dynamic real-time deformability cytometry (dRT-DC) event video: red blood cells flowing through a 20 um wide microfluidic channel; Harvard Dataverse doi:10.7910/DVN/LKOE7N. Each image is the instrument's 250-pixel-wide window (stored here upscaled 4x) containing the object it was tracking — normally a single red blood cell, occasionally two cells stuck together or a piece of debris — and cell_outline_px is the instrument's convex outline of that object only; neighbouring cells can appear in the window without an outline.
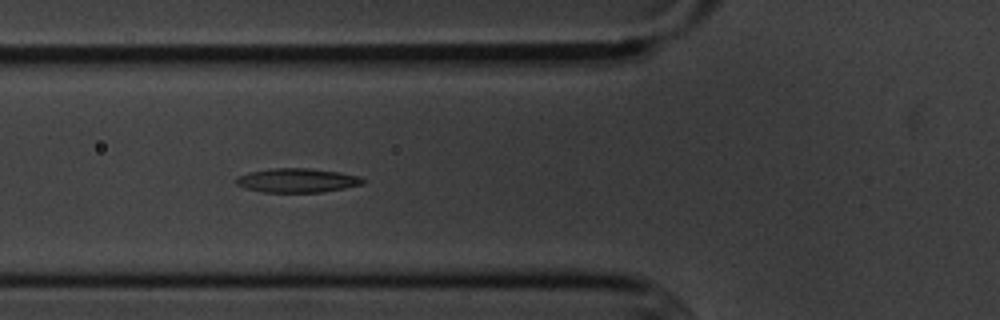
{"species": "common noctule bat (a hibernating species)", "species_latin": "Nyctalus noctula", "temperature_condition": "cold", "stored_images_in_passage": 15, "camera_frame_rate_fps": 3000, "um_per_image_px": 0.085, "animal": {"sex": "male", "body_mass_g": 20.1, "forearm_length_mm": 53.5}, "frame": {"image": 1, "passage_image": 6, "time_ms": 6.667, "image_size_px": [1000, 320], "cell_outline_px": [[364, 180], [360, 184], [344, 188], [324, 192], [264, 192], [244, 188], [236, 184], [236, 176], [248, 172], [272, 168], [308, 168], [340, 172], [356, 176]], "centroid_in_image_um": [25.18, 15.33], "position_along_channel_um": 100.6, "area_um2": 17.69}}
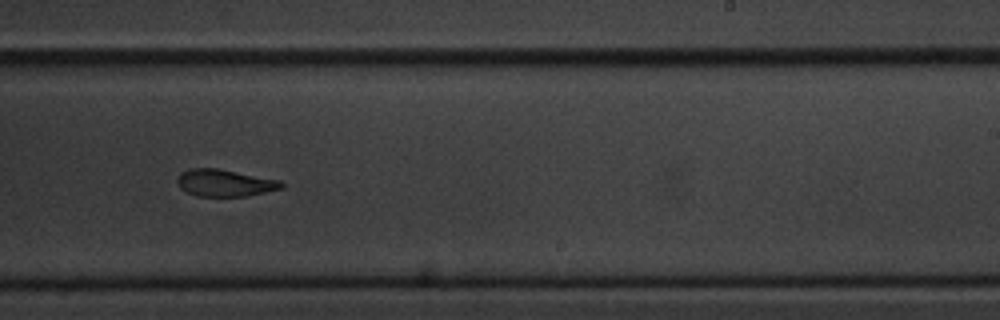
{"frame": {"image": 2, "passage_image": 10, "time_ms": 11.333, "image_size_px": [1000, 320], "cell_outline_px": [[284, 188], [248, 196], [196, 196], [180, 188], [176, 180], [180, 172], [188, 168], [216, 168], [280, 180], [284, 184]], "centroid_in_image_um": [19.1, 15.54], "position_along_channel_um": 269.9, "area_um2": 16.47}}
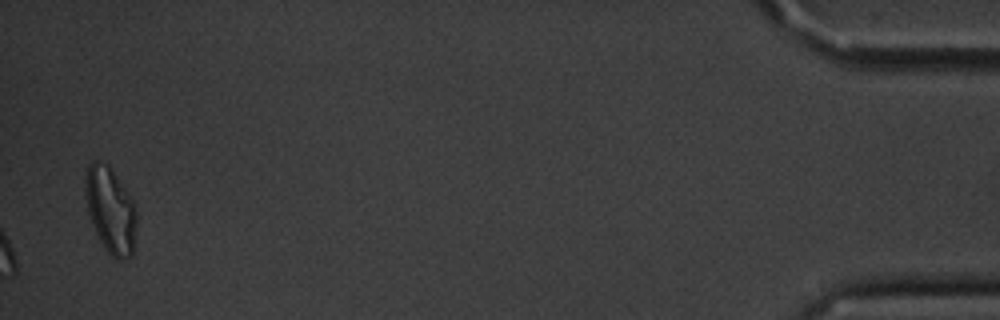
{"frame": {"image": 3, "passage_image": 15, "time_ms": 18.0, "image_size_px": [1000, 320], "cell_outline_px": [[136, 228], [132, 256], [120, 260], [116, 260], [104, 248], [96, 232], [88, 212], [84, 192], [84, 176], [88, 164], [92, 160], [100, 160], [108, 164], [132, 200], [136, 208]], "centroid_in_image_um": [9.37, 17.84], "position_along_channel_um": 425.8, "area_um2": 25.78}, "authors_computed_cell_mechanics": {"area_um2": 17.7446, "velocity_mm_per_s": 3.6092, "shape_relaxation_time_tau1_ms": 3.7455, "shape_relaxation_time_tau2_ms": null, "deformation_change_tau1": 0.1177, "deformation_change_tau2": null}}